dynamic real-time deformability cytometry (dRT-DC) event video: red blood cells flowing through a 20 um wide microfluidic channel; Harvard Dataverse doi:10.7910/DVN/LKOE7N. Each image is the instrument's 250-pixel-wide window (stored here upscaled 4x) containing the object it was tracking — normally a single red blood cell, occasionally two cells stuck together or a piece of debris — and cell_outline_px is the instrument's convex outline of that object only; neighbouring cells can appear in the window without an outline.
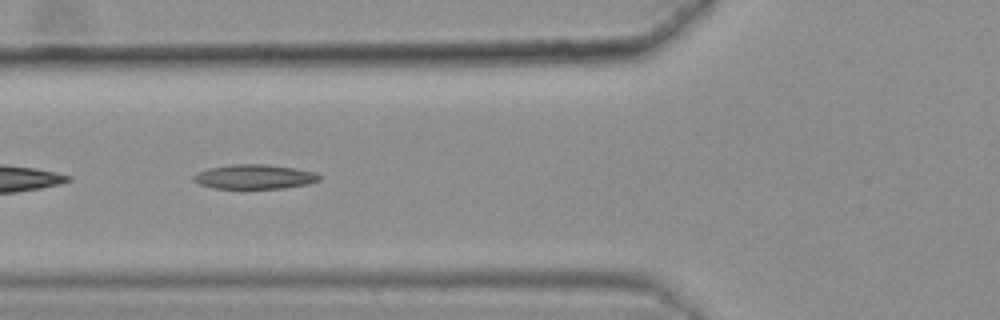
{"species": "common noctule bat (a hibernating species)", "species_latin": "Nyctalus noctula", "temperature_condition": "warm", "stored_images_in_passage": 28, "camera_frame_rate_fps": 3000, "um_per_image_px": 0.085, "animal": {"sex": "female", "body_mass_g": 25.1}, "frame": {"image": 1, "passage_image": 5, "time_ms": 1.333, "image_size_px": [1000, 320], "cell_outline_px": [[320, 180], [308, 184], [284, 188], [212, 188], [200, 184], [192, 180], [192, 176], [208, 168], [228, 164], [268, 164], [296, 168], [316, 172], [320, 176]], "centroid_in_image_um": [21.64, 15.01], "position_along_channel_um": 104.2, "area_um2": 18.03}}
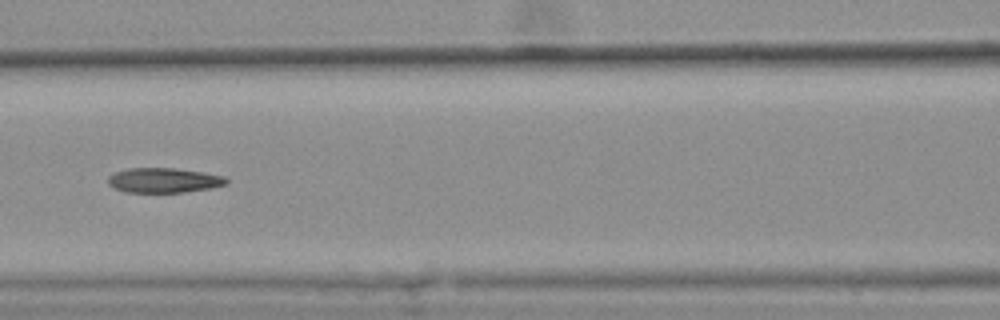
{"frame": {"image": 2, "passage_image": 9, "time_ms": 2.667, "image_size_px": [1000, 320], "cell_outline_px": [[228, 184], [212, 188], [184, 192], [124, 192], [108, 184], [108, 176], [116, 172], [132, 168], [176, 168], [224, 176], [228, 180]], "centroid_in_image_um": [13.94, 15.33], "position_along_channel_um": 152.7, "area_um2": 16.99}, "authors_computed_cell_mechanics": {"area_um2": 17.5712, "velocity_mm_per_s": 3.6195, "shape_relaxation_time_tau1_ms": null, "shape_relaxation_time_tau2_ms": 3.7126, "deformation_change_tau1": null, "deformation_change_tau2": 0.1204}}